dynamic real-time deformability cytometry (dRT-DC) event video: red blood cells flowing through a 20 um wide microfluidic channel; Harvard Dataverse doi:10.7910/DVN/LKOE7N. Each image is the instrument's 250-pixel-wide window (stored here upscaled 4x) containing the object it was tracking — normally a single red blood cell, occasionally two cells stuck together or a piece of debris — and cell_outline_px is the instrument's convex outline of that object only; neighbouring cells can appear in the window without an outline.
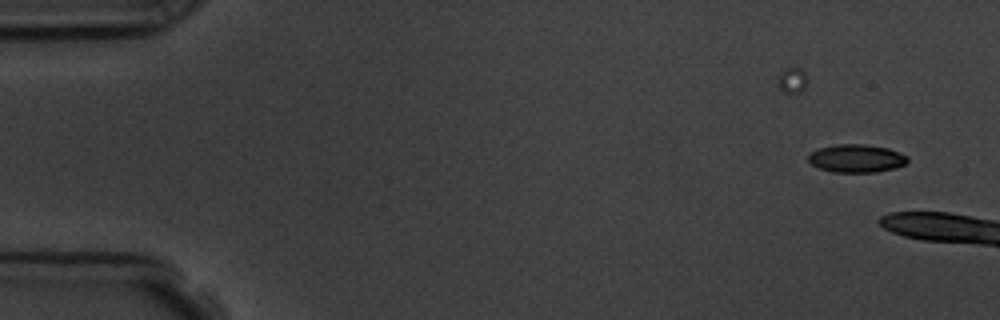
{"species": "common noctule bat (a hibernating species)", "species_latin": "Nyctalus noctula", "temperature_condition": "room temperature", "stored_images_in_passage": 4, "camera_frame_rate_fps": 3000, "um_per_image_px": 0.085, "animal": {"sex": "male", "body_mass_g": 19.5, "forearm_length_mm": 54.6}, "frame": {"image": 1, "passage_image": 1, "time_ms": 0.0, "image_size_px": [1000, 320], "cell_outline_px": [[908, 160], [904, 164], [896, 168], [876, 172], [832, 172], [820, 168], [812, 164], [808, 160], [808, 156], [816, 148], [836, 144], [864, 144], [888, 148], [908, 156]], "centroid_in_image_um": [72.79, 13.46], "position_along_channel_um": 12.2, "area_um2": 16.24}}